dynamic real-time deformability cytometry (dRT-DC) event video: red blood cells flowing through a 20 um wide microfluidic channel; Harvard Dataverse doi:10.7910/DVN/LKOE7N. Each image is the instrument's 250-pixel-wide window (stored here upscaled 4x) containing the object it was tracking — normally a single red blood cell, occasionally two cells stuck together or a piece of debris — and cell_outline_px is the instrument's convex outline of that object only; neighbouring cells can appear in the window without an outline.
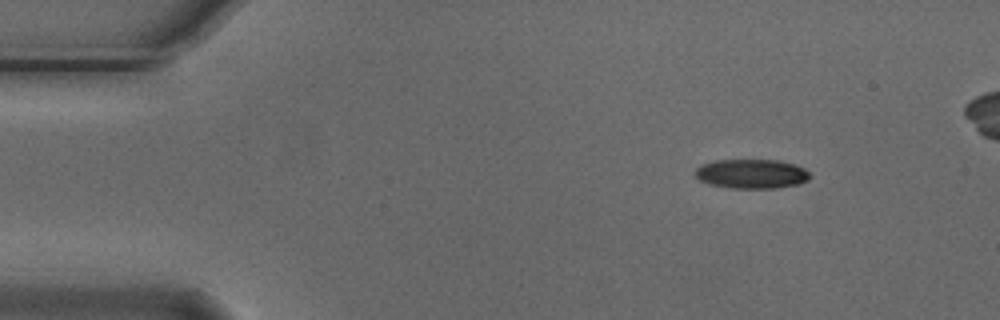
{"species": "Egyptian fruit bat (a non-hibernating species)", "species_latin": "Rousettus aegyptiacus", "temperature_condition": "cold", "stored_images_in_passage": 4, "camera_frame_rate_fps": 3000, "um_per_image_px": 0.085, "animal": {"sex": "male"}, "frame": {"image": 1, "passage_image": 1, "time_ms": 0.0, "image_size_px": [1000, 320], "cell_outline_px": [[808, 180], [800, 184], [776, 188], [728, 188], [708, 184], [700, 180], [692, 172], [700, 164], [716, 160], [780, 160], [796, 164], [804, 168], [808, 172]], "centroid_in_image_um": [63.85, 14.77], "position_along_channel_um": 21.2, "area_um2": 19.88}}